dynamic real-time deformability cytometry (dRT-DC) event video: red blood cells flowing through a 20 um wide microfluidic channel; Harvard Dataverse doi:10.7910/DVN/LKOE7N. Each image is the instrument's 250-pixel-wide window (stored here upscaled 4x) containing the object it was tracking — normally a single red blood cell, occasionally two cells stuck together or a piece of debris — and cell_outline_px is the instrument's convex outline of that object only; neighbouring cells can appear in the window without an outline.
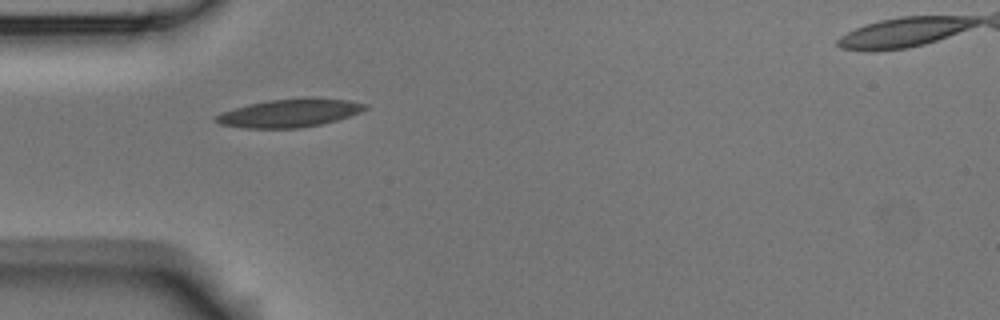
{"species": "Egyptian fruit bat (a non-hibernating species)", "species_latin": "Rousettus aegyptiacus", "temperature_condition": "room temperature", "stored_images_in_passage": 1, "camera_frame_rate_fps": 3000, "um_per_image_px": 0.085, "animal": {"sex": "male"}, "frame": {"image": 1, "passage_image": 1, "time_ms": 0.0, "image_size_px": [1000, 320], "cell_outline_px": [[368, 108], [360, 112], [336, 120], [320, 124], [300, 128], [248, 128], [220, 124], [216, 120], [216, 116], [220, 112], [248, 104], [268, 100], [304, 96], [312, 96], [348, 100], [368, 104]], "centroid_in_image_um": [24.65, 9.58], "position_along_channel_um": 60.3, "area_um2": 24.74}}